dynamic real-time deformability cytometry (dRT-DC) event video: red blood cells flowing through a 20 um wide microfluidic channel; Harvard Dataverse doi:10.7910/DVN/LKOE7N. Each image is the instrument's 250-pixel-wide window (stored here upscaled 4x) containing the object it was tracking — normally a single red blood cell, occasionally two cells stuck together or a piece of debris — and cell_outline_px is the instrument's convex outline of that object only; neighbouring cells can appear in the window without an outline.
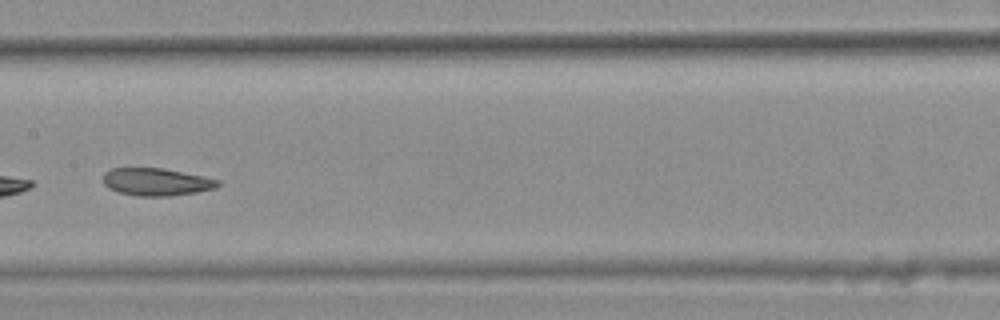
{"species": "common noctule bat (a hibernating species)", "species_latin": "Nyctalus noctula", "temperature_condition": "warm", "stored_images_in_passage": 9, "camera_frame_rate_fps": 3000, "um_per_image_px": 0.085, "animal": {"sex": "female", "body_mass_g": 25.1}, "frame": {"image": 1, "passage_image": 7, "time_ms": 2.0, "image_size_px": [1000, 320], "cell_outline_px": [[220, 184], [216, 188], [196, 192], [168, 196], [136, 196], [120, 192], [108, 188], [104, 184], [104, 172], [112, 168], [164, 168], [204, 176], [220, 180]], "centroid_in_image_um": [13.31, 15.45], "position_along_channel_um": 194.1, "area_um2": 18.44}}
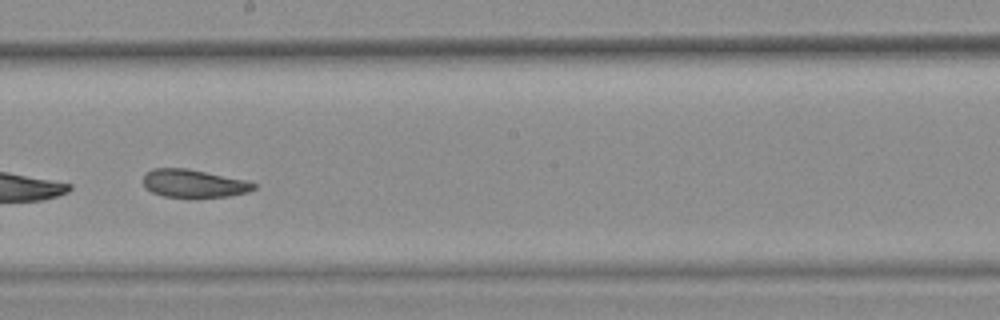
{"frame": {"image": 2, "passage_image": 8, "time_ms": 2.333, "image_size_px": [1000, 320], "cell_outline_px": [[256, 188], [248, 192], [228, 196], [196, 200], [188, 200], [164, 196], [152, 192], [144, 184], [144, 172], [152, 168], [184, 168], [248, 180], [256, 184]], "centroid_in_image_um": [16.48, 15.64], "position_along_channel_um": 231.7, "area_um2": 18.73}}
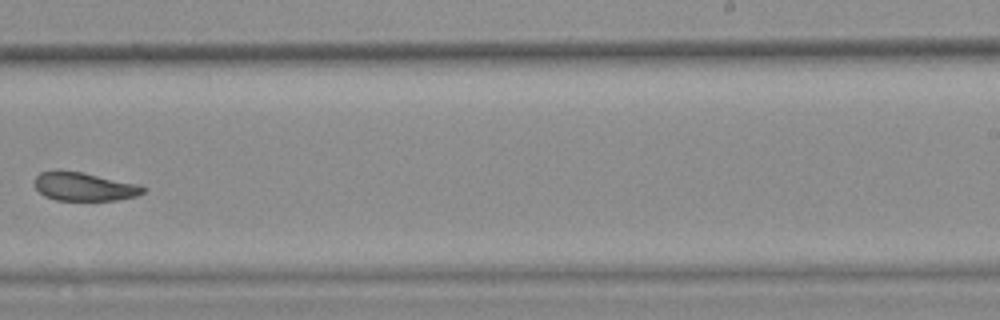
{"frame": {"image": 3, "passage_image": 9, "time_ms": 2.667, "image_size_px": [1000, 320], "cell_outline_px": [[148, 188], [144, 192], [136, 196], [116, 200], [56, 200], [44, 196], [36, 188], [36, 176], [40, 172], [80, 172], [140, 184]], "centroid_in_image_um": [7.23, 15.89], "position_along_channel_um": 281.8, "area_um2": 17.63}}